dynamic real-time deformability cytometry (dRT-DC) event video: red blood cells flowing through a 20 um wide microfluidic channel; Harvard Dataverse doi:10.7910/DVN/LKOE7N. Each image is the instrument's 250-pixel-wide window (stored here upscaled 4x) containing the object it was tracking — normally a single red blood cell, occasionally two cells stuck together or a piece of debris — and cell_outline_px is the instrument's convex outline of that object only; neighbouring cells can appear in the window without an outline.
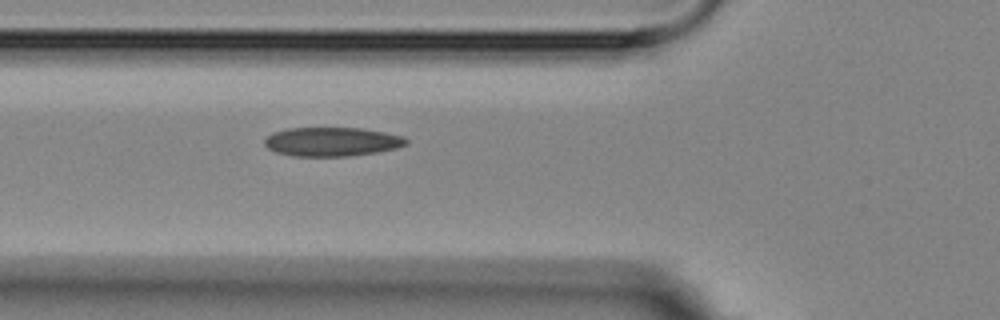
{"species": "Egyptian fruit bat (a non-hibernating species)", "species_latin": "Rousettus aegyptiacus", "temperature_condition": "room temperature", "stored_images_in_passage": 4, "camera_frame_rate_fps": 3000, "um_per_image_px": 0.085, "animal": {"sex": "female"}, "frame": {"image": 1, "passage_image": 4, "time_ms": 3.333, "image_size_px": [1000, 320], "cell_outline_px": [[408, 144], [396, 148], [376, 152], [348, 156], [292, 156], [276, 152], [268, 148], [264, 144], [264, 140], [272, 132], [288, 128], [360, 128], [384, 132], [404, 136], [408, 140]], "centroid_in_image_um": [28.21, 12.04], "position_along_channel_um": 97.6, "area_um2": 23.93}}